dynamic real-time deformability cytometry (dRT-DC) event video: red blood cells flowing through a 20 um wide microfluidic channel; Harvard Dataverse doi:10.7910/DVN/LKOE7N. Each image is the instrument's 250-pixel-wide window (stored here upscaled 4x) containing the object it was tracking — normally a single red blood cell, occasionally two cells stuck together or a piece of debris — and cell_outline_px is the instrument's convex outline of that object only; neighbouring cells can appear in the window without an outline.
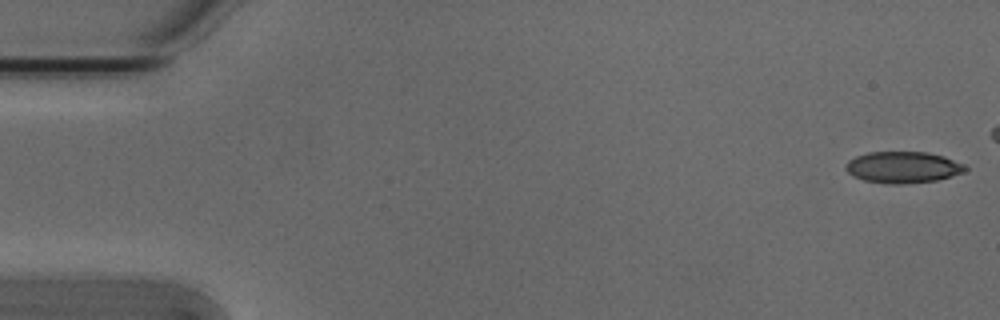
{"species": "Egyptian fruit bat (a non-hibernating species)", "species_latin": "Rousettus aegyptiacus", "temperature_condition": "cold", "stored_images_in_passage": 46, "camera_frame_rate_fps": 3000, "um_per_image_px": 0.085, "animal": {"sex": "male"}, "frame": {"image": 1, "passage_image": 1, "time_ms": 0.0, "image_size_px": [1000, 320], "cell_outline_px": [[968, 168], [964, 172], [952, 176], [936, 180], [904, 184], [892, 184], [864, 180], [852, 176], [844, 168], [848, 160], [856, 156], [868, 152], [928, 152], [944, 156], [964, 164]], "centroid_in_image_um": [76.75, 14.21], "position_along_channel_um": 8.3, "area_um2": 21.96}}
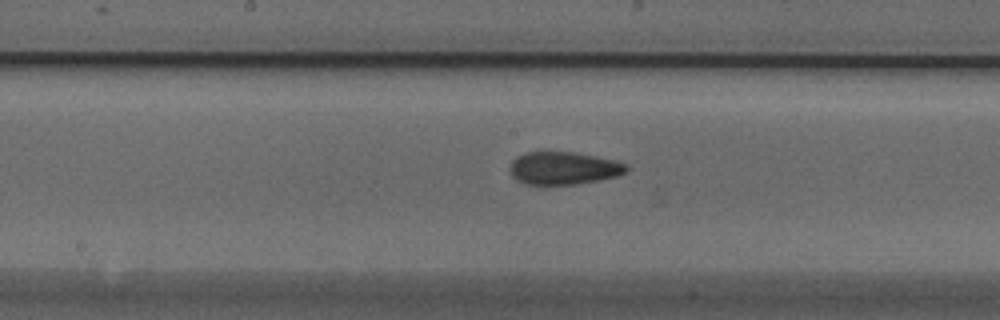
{"frame": {"image": 2, "passage_image": 27, "time_ms": 8.667, "image_size_px": [1000, 320], "cell_outline_px": [[628, 172], [616, 176], [600, 180], [576, 184], [528, 184], [516, 180], [512, 176], [512, 160], [516, 156], [528, 152], [572, 152], [612, 160], [624, 164], [628, 168]], "centroid_in_image_um": [47.9, 14.3], "position_along_channel_um": 200.3, "area_um2": 21.79}}
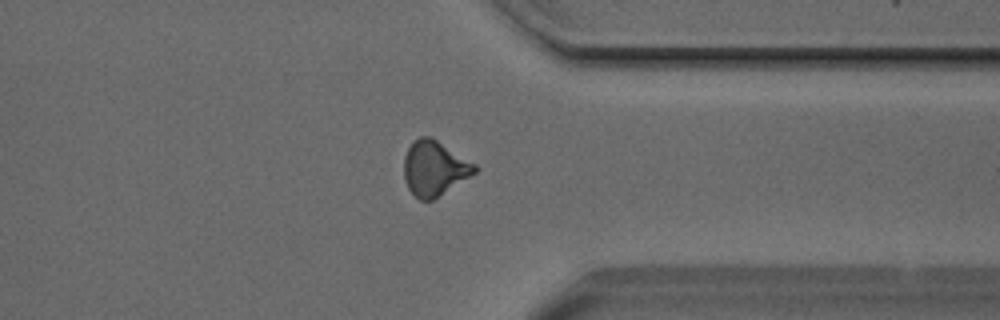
{"frame": {"image": 3, "passage_image": 41, "time_ms": 13.333, "image_size_px": [1000, 320], "cell_outline_px": [[480, 168], [476, 172], [432, 200], [420, 200], [408, 188], [404, 180], [404, 156], [412, 140], [420, 136], [432, 136], [476, 164]], "centroid_in_image_um": [36.92, 14.26], "position_along_channel_um": 374.5, "area_um2": 22.72}}